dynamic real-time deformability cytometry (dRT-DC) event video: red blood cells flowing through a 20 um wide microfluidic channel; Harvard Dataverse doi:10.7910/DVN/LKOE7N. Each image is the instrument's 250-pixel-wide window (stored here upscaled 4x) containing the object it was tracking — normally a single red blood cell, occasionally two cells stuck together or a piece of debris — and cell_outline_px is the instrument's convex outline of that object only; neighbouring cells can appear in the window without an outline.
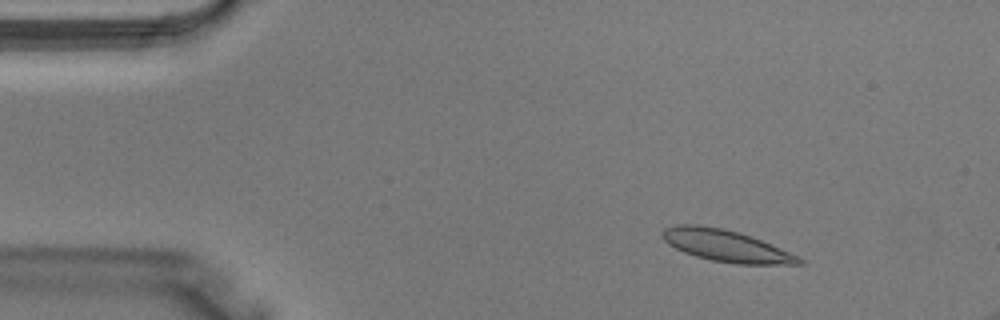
{"species": "Egyptian fruit bat (a non-hibernating species)", "species_latin": "Rousettus aegyptiacus", "temperature_condition": "warm", "stored_images_in_passage": 4, "segment_of_instrument_passage": [1, 2], "camera_frame_rate_fps": 3000, "um_per_image_px": 0.085, "animal": {"sex": "male"}, "frame": {"image": 1, "passage_image": 2, "time_ms": 0.333, "image_size_px": [1000, 320], "cell_outline_px": [[804, 264], [736, 264], [712, 260], [696, 256], [684, 252], [668, 244], [660, 236], [660, 232], [664, 228], [676, 224], [696, 224], [724, 228], [740, 232], [760, 240], [788, 252], [804, 260]], "centroid_in_image_um": [61.63, 20.87], "position_along_channel_um": 23.4, "area_um2": 25.14}}